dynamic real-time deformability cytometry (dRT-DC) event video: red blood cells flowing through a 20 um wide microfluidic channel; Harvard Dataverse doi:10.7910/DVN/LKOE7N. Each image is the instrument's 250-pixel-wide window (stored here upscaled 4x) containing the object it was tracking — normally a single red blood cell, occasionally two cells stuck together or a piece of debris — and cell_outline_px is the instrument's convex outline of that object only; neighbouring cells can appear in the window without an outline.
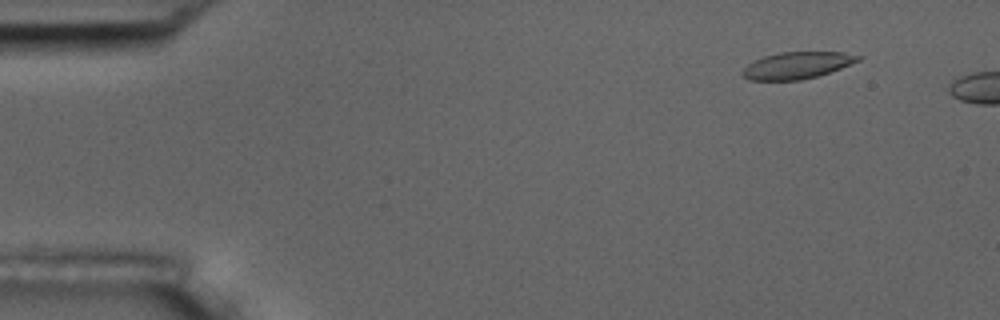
{"species": "common noctule bat (a hibernating species)", "species_latin": "Nyctalus noctula", "temperature_condition": "room temperature", "stored_images_in_passage": 6, "camera_frame_rate_fps": 3000, "um_per_image_px": 0.085, "animal": {"sex": "male", "body_mass_g": 17.5, "forearm_length_mm": 52.3}, "frame": {"image": 1, "passage_image": 2, "time_ms": 1.0, "image_size_px": [1000, 320], "cell_outline_px": [[864, 56], [860, 60], [840, 68], [816, 76], [800, 80], [752, 80], [744, 76], [740, 72], [748, 64], [764, 56], [780, 52], [844, 52]], "centroid_in_image_um": [67.76, 5.54], "position_along_channel_um": 17.2, "area_um2": 17.86}}
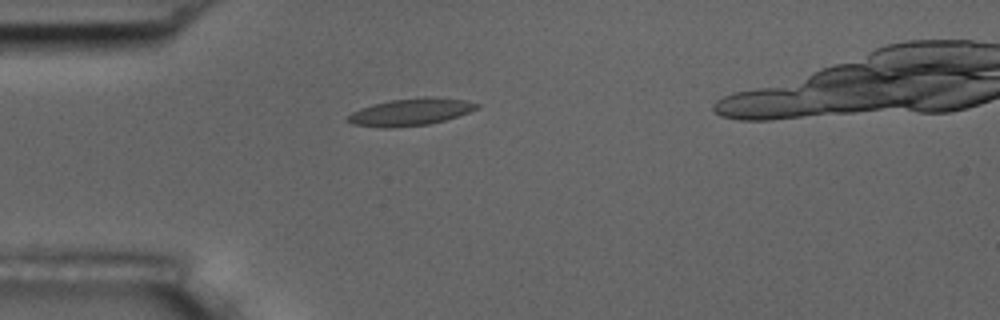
{"frame": {"image": 2, "passage_image": 5, "time_ms": 4.333, "image_size_px": [1000, 320], "cell_outline_px": [[480, 108], [444, 120], [428, 124], [392, 128], [380, 128], [352, 124], [344, 120], [352, 112], [360, 108], [372, 104], [392, 100], [424, 96], [428, 96], [464, 100], [480, 104]], "centroid_in_image_um": [34.86, 9.52], "position_along_channel_um": 50.1, "area_um2": 20.46}}